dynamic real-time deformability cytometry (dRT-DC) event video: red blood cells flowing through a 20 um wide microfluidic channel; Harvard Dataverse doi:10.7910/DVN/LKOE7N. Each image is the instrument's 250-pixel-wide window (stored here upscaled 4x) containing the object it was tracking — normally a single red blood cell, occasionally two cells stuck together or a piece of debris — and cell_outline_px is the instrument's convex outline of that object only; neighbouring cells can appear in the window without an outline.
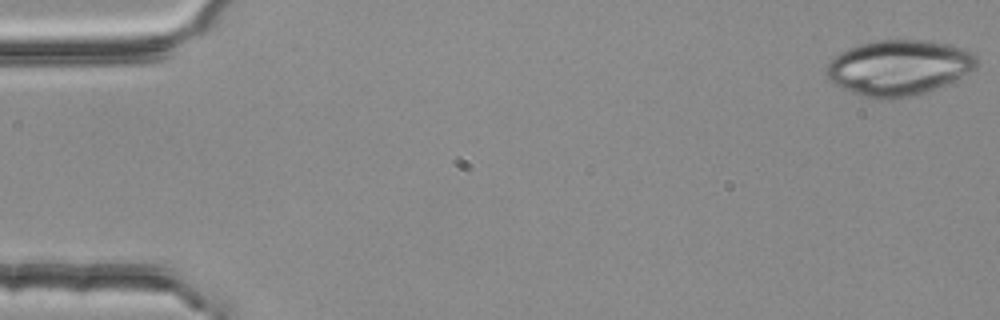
{"species": "common noctule bat (a hibernating species)", "species_latin": "Nyctalus noctula", "temperature_condition": "room temperature", "stored_images_in_passage": 4, "camera_frame_rate_fps": 3000, "um_per_image_px": 0.085, "animal": {"sex": "female", "body_mass_g": 25.1}, "frame": {"image": 1, "passage_image": 1, "time_ms": 0.0, "image_size_px": [1000, 320], "cell_outline_px": [[976, 68], [936, 88], [916, 96], [892, 100], [884, 100], [860, 96], [828, 80], [824, 72], [824, 68], [828, 60], [840, 52], [848, 48], [860, 44], [876, 40], [928, 40], [952, 44], [964, 48], [972, 52], [976, 56]], "centroid_in_image_um": [76.35, 5.75], "position_along_channel_um": 8.7, "area_um2": 48.96}}